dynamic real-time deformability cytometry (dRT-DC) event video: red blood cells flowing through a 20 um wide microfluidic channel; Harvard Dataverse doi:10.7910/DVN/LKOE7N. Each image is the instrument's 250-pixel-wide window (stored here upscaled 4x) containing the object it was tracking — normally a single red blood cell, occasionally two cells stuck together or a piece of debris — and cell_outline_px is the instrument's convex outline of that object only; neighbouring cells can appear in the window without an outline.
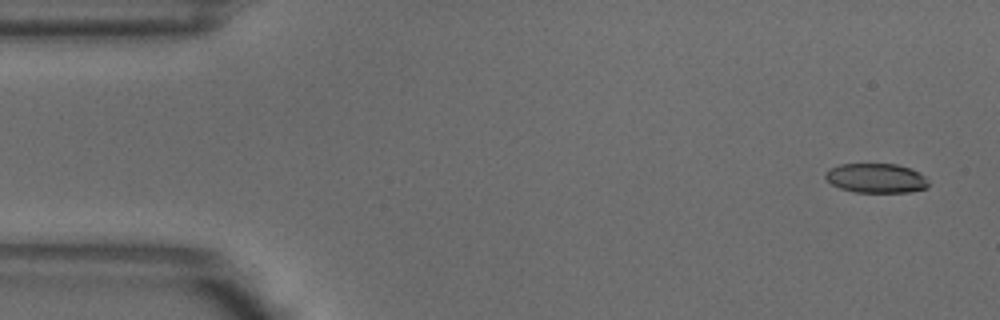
{"species": "common noctule bat (a hibernating species)", "species_latin": "Nyctalus noctula", "temperature_condition": "warm", "stored_images_in_passage": 7, "camera_frame_rate_fps": 3000, "um_per_image_px": 0.085, "animal": {"sex": "male", "body_mass_g": 18.8}, "frame": {"image": 1, "passage_image": 1, "time_ms": 0.0, "image_size_px": [1000, 320], "cell_outline_px": [[928, 184], [924, 188], [908, 192], [856, 192], [840, 188], [832, 184], [824, 176], [828, 168], [840, 164], [896, 164], [912, 168], [924, 176], [928, 180]], "centroid_in_image_um": [74.45, 15.13], "position_along_channel_um": 10.5, "area_um2": 17.63}}
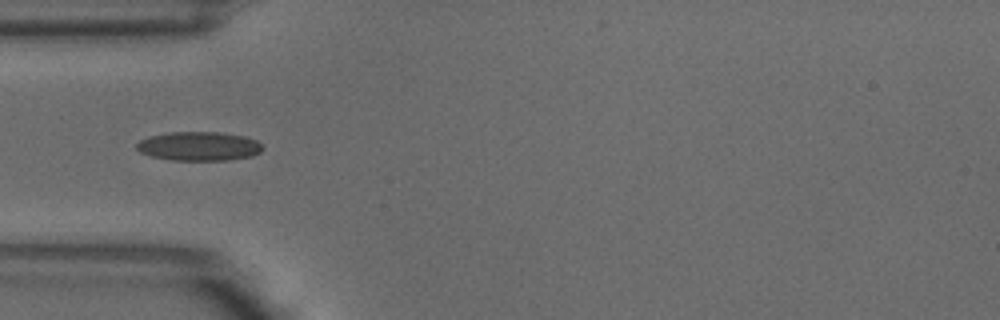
{"frame": {"image": 2, "passage_image": 4, "time_ms": 1.0, "image_size_px": [1000, 320], "cell_outline_px": [[264, 148], [260, 152], [252, 156], [228, 160], [172, 160], [152, 156], [140, 152], [136, 148], [136, 144], [140, 140], [148, 136], [172, 132], [220, 132], [244, 136], [256, 140], [264, 144]], "centroid_in_image_um": [16.94, 12.42], "position_along_channel_um": 68.1, "area_um2": 21.39}}
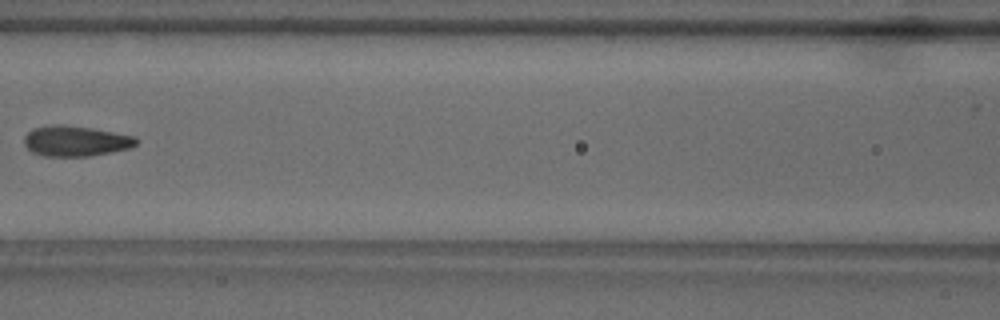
{"frame": {"image": 3, "passage_image": 6, "time_ms": 1.667, "image_size_px": [1000, 320], "cell_outline_px": [[140, 140], [136, 144], [128, 148], [112, 152], [88, 156], [44, 156], [32, 152], [24, 144], [24, 136], [32, 128], [56, 124], [64, 124], [92, 128], [136, 136]], "centroid_in_image_um": [6.43, 11.98], "position_along_channel_um": 160.2, "area_um2": 20.0}}